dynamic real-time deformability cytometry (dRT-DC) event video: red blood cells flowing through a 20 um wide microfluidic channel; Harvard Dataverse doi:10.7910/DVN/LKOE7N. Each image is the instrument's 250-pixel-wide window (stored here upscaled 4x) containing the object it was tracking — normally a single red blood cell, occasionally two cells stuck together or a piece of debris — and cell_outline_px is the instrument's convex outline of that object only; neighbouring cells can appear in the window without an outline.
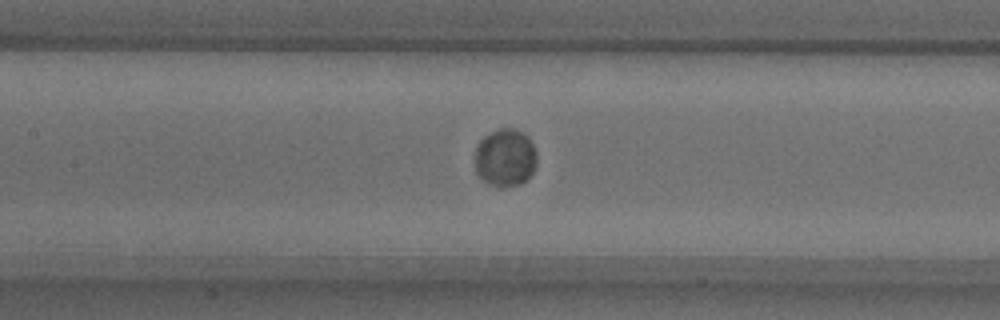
{"species": "common noctule bat (a hibernating species)", "species_latin": "Nyctalus noctula", "temperature_condition": "warm", "stored_images_in_passage": 39, "camera_frame_rate_fps": 3000, "um_per_image_px": 0.085, "animal": {"sex": "male", "body_mass_g": 18.8}, "frame": {"image": 1, "passage_image": 10, "time_ms": 3.0, "image_size_px": [1000, 320], "cell_outline_px": [[536, 164], [532, 172], [520, 184], [500, 188], [484, 180], [476, 172], [476, 148], [480, 140], [484, 136], [500, 128], [512, 128], [528, 136], [536, 152]], "centroid_in_image_um": [42.95, 13.4], "position_along_channel_um": 164.5, "area_um2": 20.52}}
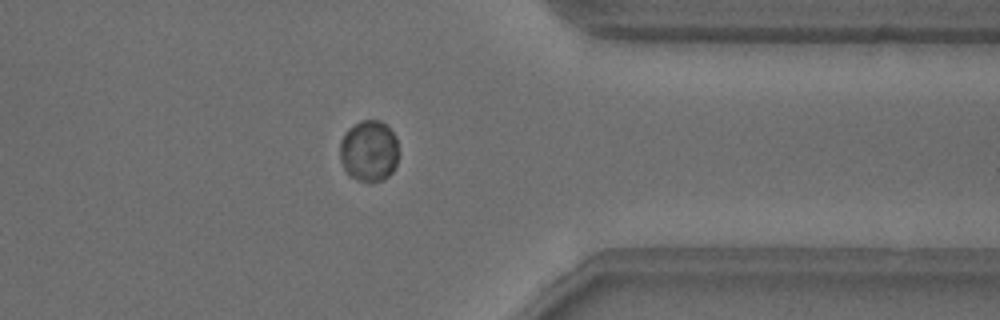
{"frame": {"image": 2, "passage_image": 28, "time_ms": 9.0, "image_size_px": [1000, 320], "cell_outline_px": [[400, 152], [396, 164], [392, 172], [384, 180], [360, 180], [352, 176], [344, 168], [340, 156], [340, 140], [344, 132], [348, 128], [360, 120], [380, 120], [396, 136]], "centroid_in_image_um": [31.38, 12.79], "position_along_channel_um": 380.0, "area_um2": 20.98}}
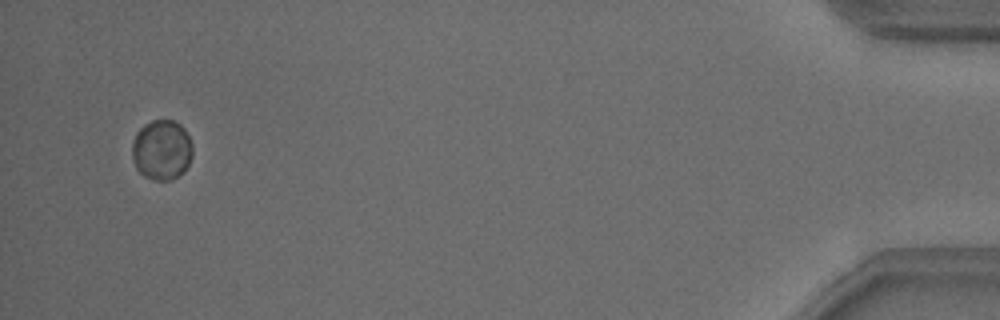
{"frame": {"image": 3, "passage_image": 37, "time_ms": 12.0, "image_size_px": [1000, 320], "cell_outline_px": [[192, 156], [184, 172], [172, 180], [152, 180], [144, 176], [136, 168], [132, 156], [132, 140], [136, 132], [144, 124], [152, 120], [172, 120], [180, 124], [184, 128], [192, 144]], "centroid_in_image_um": [13.74, 12.74], "position_along_channel_um": 421.5, "area_um2": 21.39}}